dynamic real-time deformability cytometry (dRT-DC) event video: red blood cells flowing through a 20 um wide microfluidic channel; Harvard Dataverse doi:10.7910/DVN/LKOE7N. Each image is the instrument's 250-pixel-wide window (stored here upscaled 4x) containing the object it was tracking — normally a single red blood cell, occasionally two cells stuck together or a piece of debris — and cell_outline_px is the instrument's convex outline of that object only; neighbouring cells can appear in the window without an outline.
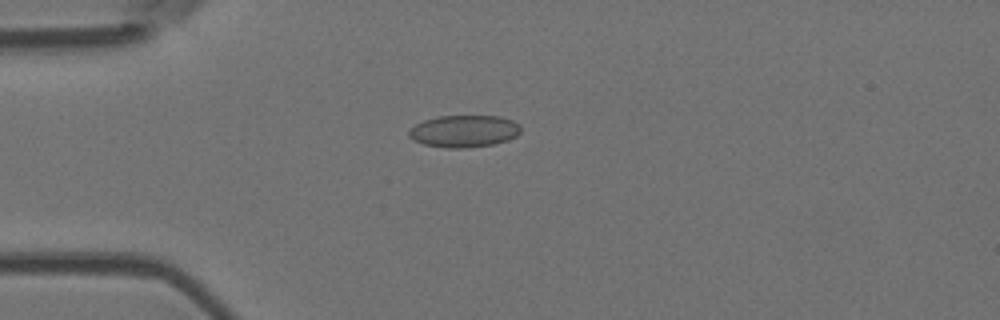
{"species": "Egyptian fruit bat (a non-hibernating species)", "species_latin": "Rousettus aegyptiacus", "temperature_condition": "room temperature", "stored_images_in_passage": 4, "camera_frame_rate_fps": 3000, "um_per_image_px": 0.085, "animal": {"sex": "female"}, "frame": {"image": 1, "passage_image": 1, "time_ms": 0.0, "image_size_px": [1000, 320], "cell_outline_px": [[520, 132], [516, 136], [508, 140], [492, 144], [464, 148], [444, 148], [424, 144], [412, 140], [408, 136], [408, 132], [416, 124], [424, 120], [436, 116], [500, 116], [512, 120], [520, 124]], "centroid_in_image_um": [39.44, 11.15], "position_along_channel_um": 45.6, "area_um2": 20.98}}
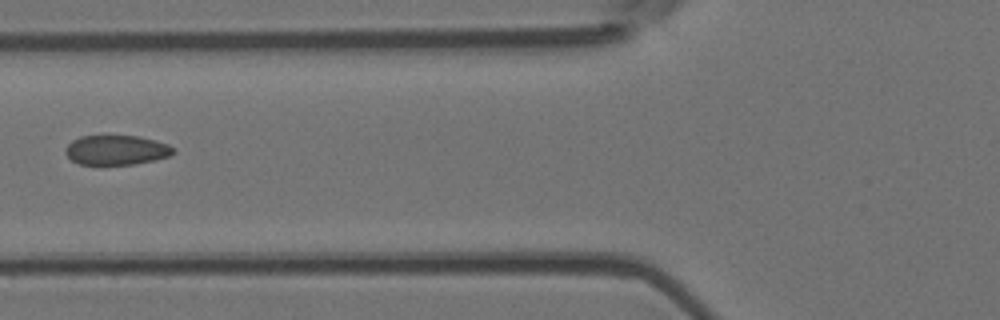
{"frame": {"image": 2, "passage_image": 3, "time_ms": 0.667, "image_size_px": [1000, 320], "cell_outline_px": [[176, 152], [168, 156], [156, 160], [132, 164], [80, 164], [72, 160], [64, 152], [64, 148], [72, 140], [80, 136], [140, 136], [156, 140], [168, 144], [176, 148]], "centroid_in_image_um": [9.92, 12.74], "position_along_channel_um": 115.9, "area_um2": 18.73}}
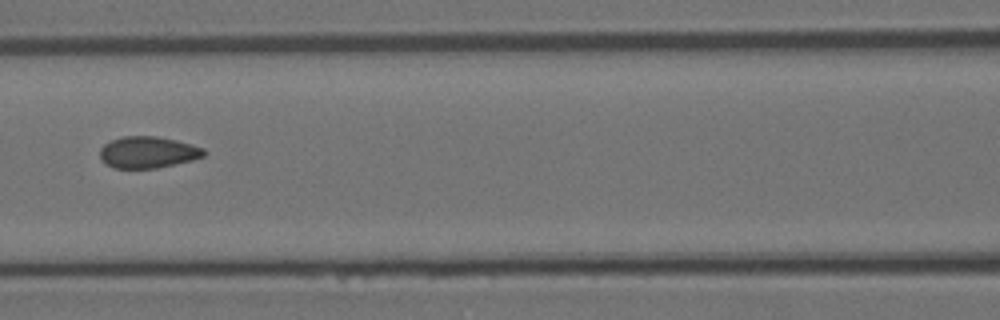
{"frame": {"image": 3, "passage_image": 4, "time_ms": 1.0, "image_size_px": [1000, 320], "cell_outline_px": [[208, 152], [204, 156], [192, 160], [156, 168], [112, 168], [100, 156], [100, 148], [104, 144], [120, 136], [156, 136], [176, 140], [192, 144], [204, 148]], "centroid_in_image_um": [12.6, 12.93], "position_along_channel_um": 154.0, "area_um2": 19.13}}